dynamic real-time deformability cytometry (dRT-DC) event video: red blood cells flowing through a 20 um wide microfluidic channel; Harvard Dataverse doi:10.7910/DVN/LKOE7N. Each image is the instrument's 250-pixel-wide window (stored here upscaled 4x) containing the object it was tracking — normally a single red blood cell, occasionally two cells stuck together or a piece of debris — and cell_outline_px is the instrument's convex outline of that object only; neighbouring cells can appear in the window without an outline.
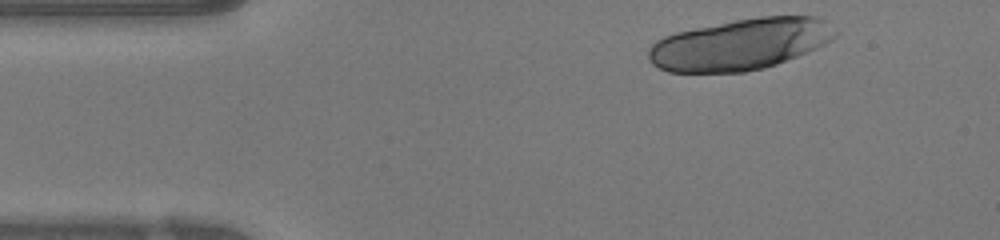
{"species": "human", "species_latin": "Homo sapiens", "temperature_condition": "warm", "stored_images_in_passage": 23, "camera_frame_rate_fps": 3000, "um_per_image_px": 0.085, "donor": {"sex": "female"}, "frame": {"image": 1, "passage_image": 1, "time_ms": 0.0, "image_size_px": [1000, 240], "cell_outline_px": [[840, 32], [832, 40], [824, 44], [796, 56], [776, 64], [764, 68], [744, 72], [668, 72], [652, 64], [648, 60], [648, 48], [656, 40], [664, 36], [676, 32], [736, 20], [760, 16], [816, 16], [824, 20]], "centroid_in_image_um": [62.92, 3.76], "position_along_channel_um": 22.1, "area_um2": 55.72}}